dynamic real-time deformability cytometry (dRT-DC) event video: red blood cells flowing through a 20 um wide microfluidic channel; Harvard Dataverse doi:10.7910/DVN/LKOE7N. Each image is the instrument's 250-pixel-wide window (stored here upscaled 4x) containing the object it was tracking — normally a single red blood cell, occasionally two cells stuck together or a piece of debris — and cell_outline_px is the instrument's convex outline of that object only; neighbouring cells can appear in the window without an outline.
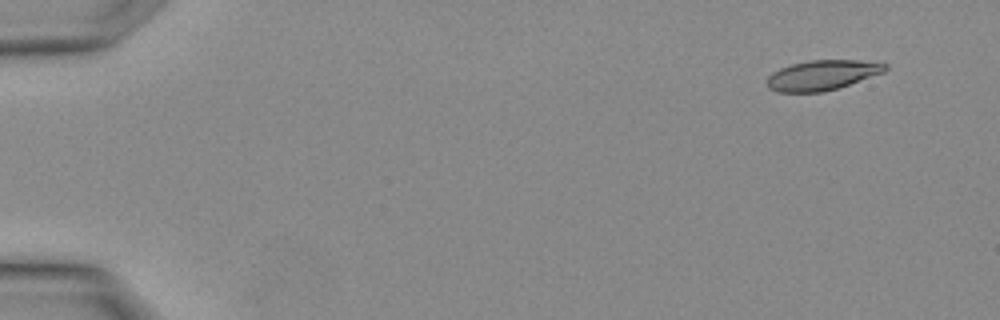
{"species": "Egyptian fruit bat (a non-hibernating species)", "species_latin": "Rousettus aegyptiacus", "temperature_condition": "warm", "stored_images_in_passage": 4, "camera_frame_rate_fps": 3000, "um_per_image_px": 0.085, "animal": {"sex": "female"}, "frame": {"image": 1, "passage_image": 1, "time_ms": 0.0, "image_size_px": [1000, 320], "cell_outline_px": [[888, 68], [884, 72], [824, 92], [776, 92], [768, 88], [768, 76], [772, 72], [780, 68], [792, 64], [808, 60], [856, 60], [888, 64]], "centroid_in_image_um": [69.86, 6.38], "position_along_channel_um": 15.1, "area_um2": 20.46}}